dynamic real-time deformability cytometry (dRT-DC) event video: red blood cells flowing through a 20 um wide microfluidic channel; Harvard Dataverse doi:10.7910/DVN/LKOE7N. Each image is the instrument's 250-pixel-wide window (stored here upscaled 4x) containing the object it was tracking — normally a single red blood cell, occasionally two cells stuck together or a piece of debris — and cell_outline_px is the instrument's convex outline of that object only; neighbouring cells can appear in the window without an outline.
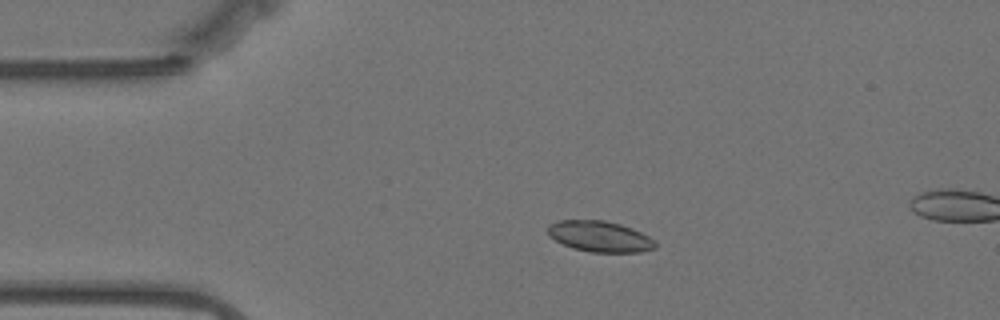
{"species": "Egyptian fruit bat (a non-hibernating species)", "species_latin": "Rousettus aegyptiacus", "temperature_condition": "warm", "stored_images_in_passage": 7, "camera_frame_rate_fps": 3000, "um_per_image_px": 0.085, "animal": {"sex": "female"}, "frame": {"image": 1, "passage_image": 1, "time_ms": 0.0, "image_size_px": [1000, 320], "cell_outline_px": [[656, 248], [640, 252], [592, 252], [572, 248], [548, 236], [548, 224], [556, 220], [604, 220], [620, 224], [632, 228], [648, 236], [656, 244]], "centroid_in_image_um": [50.95, 20.09], "position_along_channel_um": 34.0, "area_um2": 19.31}}